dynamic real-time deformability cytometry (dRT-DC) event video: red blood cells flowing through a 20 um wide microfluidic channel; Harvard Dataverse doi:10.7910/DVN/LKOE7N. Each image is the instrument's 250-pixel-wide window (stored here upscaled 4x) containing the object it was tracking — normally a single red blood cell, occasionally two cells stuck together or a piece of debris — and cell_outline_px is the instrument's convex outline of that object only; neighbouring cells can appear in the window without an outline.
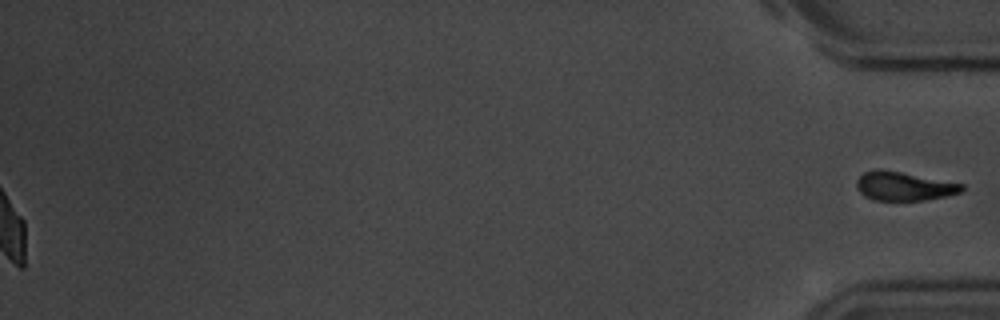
{"species": "common noctule bat (a hibernating species)", "species_latin": "Nyctalus noctula", "temperature_condition": "room temperature", "stored_images_in_passage": 55, "segment_of_instrument_passage": [2, 2], "camera_frame_rate_fps": 3000, "um_per_image_px": 0.085, "animal": {"sex": "male", "body_mass_g": 20.1, "forearm_length_mm": 53.5}, "frame": {"image": 1, "passage_image": 55, "time_ms": 18.0, "image_size_px": [1000, 320], "cell_outline_px": [[968, 188], [964, 192], [948, 196], [924, 200], [872, 200], [864, 196], [856, 188], [856, 180], [864, 172], [876, 168], [880, 168], [964, 184]], "centroid_in_image_um": [76.86, 15.82], "position_along_channel_um": 358.3, "area_um2": 17.98}}